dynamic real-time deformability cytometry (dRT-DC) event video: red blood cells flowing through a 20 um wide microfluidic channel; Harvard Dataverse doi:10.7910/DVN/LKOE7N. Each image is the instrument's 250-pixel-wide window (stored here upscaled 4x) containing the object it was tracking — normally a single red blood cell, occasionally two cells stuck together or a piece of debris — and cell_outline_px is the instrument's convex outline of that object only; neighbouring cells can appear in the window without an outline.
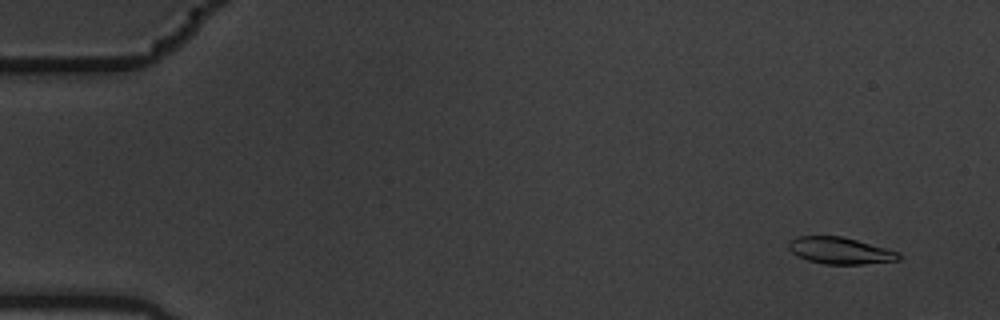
{"species": "common noctule bat (a hibernating species)", "species_latin": "Nyctalus noctula", "temperature_condition": "warm", "stored_images_in_passage": 8, "camera_frame_rate_fps": 3000, "um_per_image_px": 0.085, "animal": {"sex": "male", "body_mass_g": 19.5, "forearm_length_mm": 54.6}, "frame": {"image": 1, "passage_image": 1, "time_ms": 0.0, "image_size_px": [1000, 320], "cell_outline_px": [[904, 256], [900, 260], [864, 264], [824, 264], [808, 260], [796, 256], [788, 248], [788, 240], [796, 236], [840, 236], [856, 240], [900, 252]], "centroid_in_image_um": [71.41, 21.31], "position_along_channel_um": 13.6, "area_um2": 17.28}}
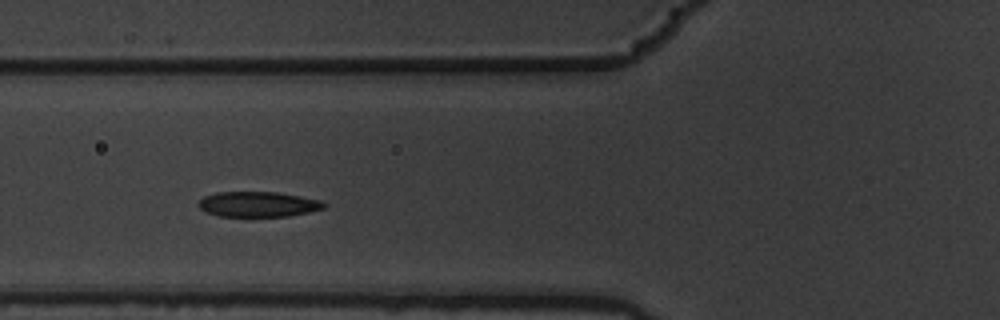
{"frame": {"image": 2, "passage_image": 7, "time_ms": 2.0, "image_size_px": [1000, 320], "cell_outline_px": [[328, 204], [324, 208], [308, 212], [288, 216], [220, 216], [204, 212], [200, 208], [200, 200], [204, 196], [216, 192], [276, 192], [300, 196], [320, 200]], "centroid_in_image_um": [21.95, 17.36], "position_along_channel_um": 103.9, "area_um2": 18.38}}
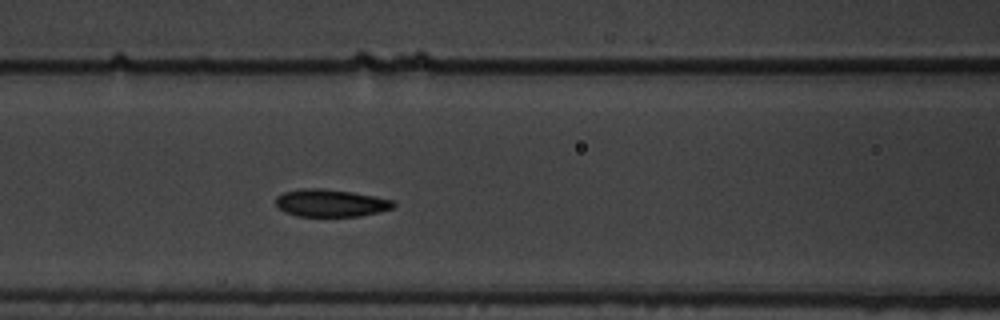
{"frame": {"image": 3, "passage_image": 8, "time_ms": 2.333, "image_size_px": [1000, 320], "cell_outline_px": [[396, 204], [392, 208], [380, 212], [360, 216], [296, 216], [284, 212], [276, 204], [276, 196], [284, 192], [304, 188], [320, 188], [352, 192], [376, 196], [396, 200]], "centroid_in_image_um": [28.14, 17.26], "position_along_channel_um": 138.5, "area_um2": 18.96}}